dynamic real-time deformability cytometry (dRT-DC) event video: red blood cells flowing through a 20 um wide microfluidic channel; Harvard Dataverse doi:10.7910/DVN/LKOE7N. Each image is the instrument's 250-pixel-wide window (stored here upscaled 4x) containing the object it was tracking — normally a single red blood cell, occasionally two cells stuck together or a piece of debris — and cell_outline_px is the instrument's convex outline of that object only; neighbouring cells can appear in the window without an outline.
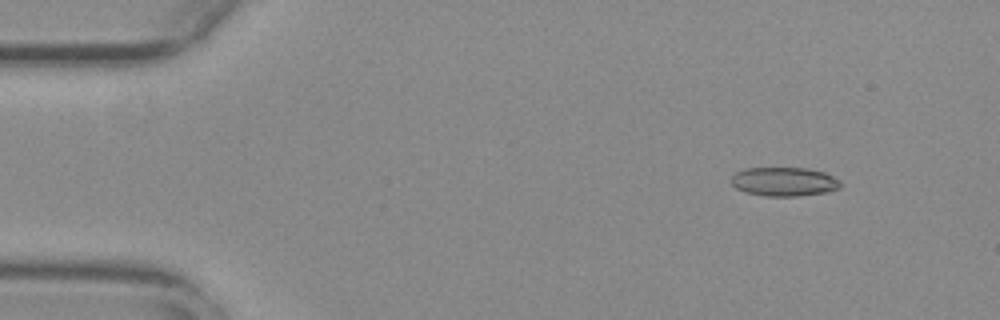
{"species": "common noctule bat (a hibernating species)", "species_latin": "Nyctalus noctula", "temperature_condition": "warm", "stored_images_in_passage": 13, "camera_frame_rate_fps": 3000, "um_per_image_px": 0.085, "animal": {"sex": "female", "body_mass_g": 29.2, "forearm_length_mm": 56.3}, "frame": {"image": 1, "passage_image": 3, "time_ms": 0.667, "image_size_px": [1000, 320], "cell_outline_px": [[844, 184], [840, 188], [828, 192], [800, 196], [764, 196], [744, 192], [736, 188], [732, 184], [732, 176], [736, 172], [744, 168], [804, 168], [824, 172], [840, 180]], "centroid_in_image_um": [66.68, 15.45], "position_along_channel_um": 18.3, "area_um2": 18.61}}